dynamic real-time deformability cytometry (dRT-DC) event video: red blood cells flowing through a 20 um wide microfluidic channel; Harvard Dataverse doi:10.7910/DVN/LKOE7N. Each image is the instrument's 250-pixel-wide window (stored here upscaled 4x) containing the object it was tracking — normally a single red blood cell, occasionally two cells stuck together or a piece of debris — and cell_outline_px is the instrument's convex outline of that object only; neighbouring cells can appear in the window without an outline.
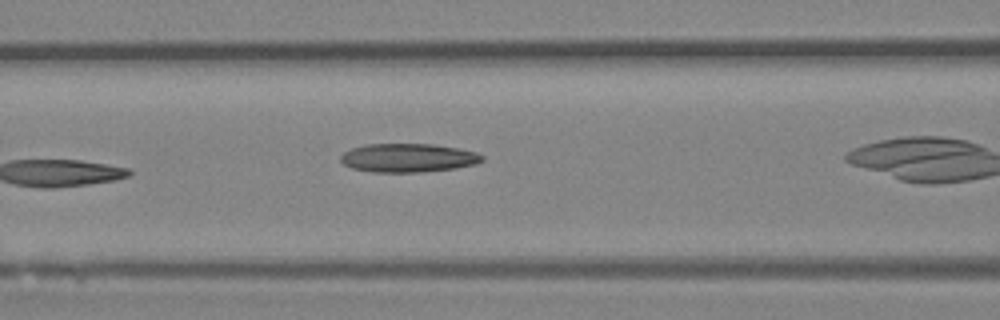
{"species": "Egyptian fruit bat (a non-hibernating species)", "species_latin": "Rousettus aegyptiacus", "temperature_condition": "room temperature", "stored_images_in_passage": 20, "camera_frame_rate_fps": 3000, "um_per_image_px": 0.085, "animal": {"sex": "female"}, "frame": {"image": 1, "passage_image": 4, "time_ms": 1.0, "image_size_px": [1000, 320], "cell_outline_px": [[484, 160], [476, 164], [456, 168], [424, 172], [372, 172], [352, 168], [344, 164], [340, 160], [340, 156], [344, 152], [352, 148], [364, 144], [432, 144], [460, 148], [476, 152], [484, 156]], "centroid_in_image_um": [34.71, 13.42], "position_along_channel_um": 131.9, "area_um2": 23.81}}